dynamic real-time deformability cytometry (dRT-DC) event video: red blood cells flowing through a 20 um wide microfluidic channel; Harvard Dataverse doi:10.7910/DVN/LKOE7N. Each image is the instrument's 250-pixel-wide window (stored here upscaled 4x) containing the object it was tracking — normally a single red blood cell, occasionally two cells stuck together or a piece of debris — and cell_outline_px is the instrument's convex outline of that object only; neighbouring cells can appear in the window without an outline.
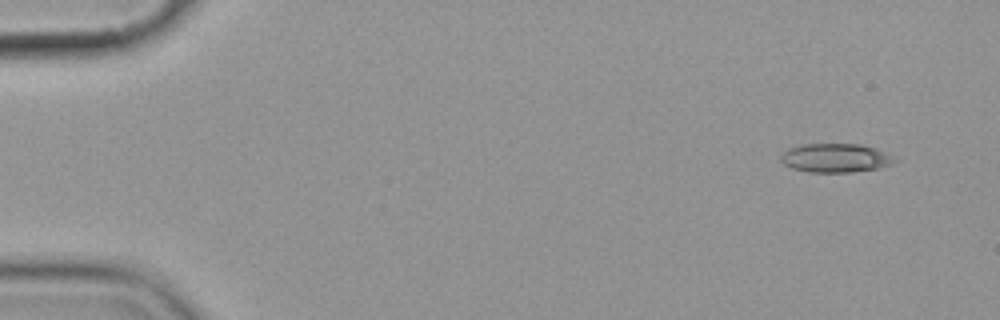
{"species": "common noctule bat (a hibernating species)", "species_latin": "Nyctalus noctula", "temperature_condition": "cold", "stored_images_in_passage": 6, "segment_of_instrument_passage": [2, 2], "camera_frame_rate_fps": 3000, "um_per_image_px": 0.085, "animal": {"sex": "female", "body_mass_g": 19.9}, "frame": {"image": 1, "passage_image": 6, "time_ms": 6.667, "image_size_px": [1000, 320], "cell_outline_px": [[900, 160], [892, 164], [880, 168], [852, 172], [808, 172], [792, 168], [784, 164], [780, 160], [780, 156], [788, 148], [800, 144], [860, 144], [876, 148]], "centroid_in_image_um": [71.03, 13.43], "position_along_channel_um": 14.0, "area_um2": 19.31}}